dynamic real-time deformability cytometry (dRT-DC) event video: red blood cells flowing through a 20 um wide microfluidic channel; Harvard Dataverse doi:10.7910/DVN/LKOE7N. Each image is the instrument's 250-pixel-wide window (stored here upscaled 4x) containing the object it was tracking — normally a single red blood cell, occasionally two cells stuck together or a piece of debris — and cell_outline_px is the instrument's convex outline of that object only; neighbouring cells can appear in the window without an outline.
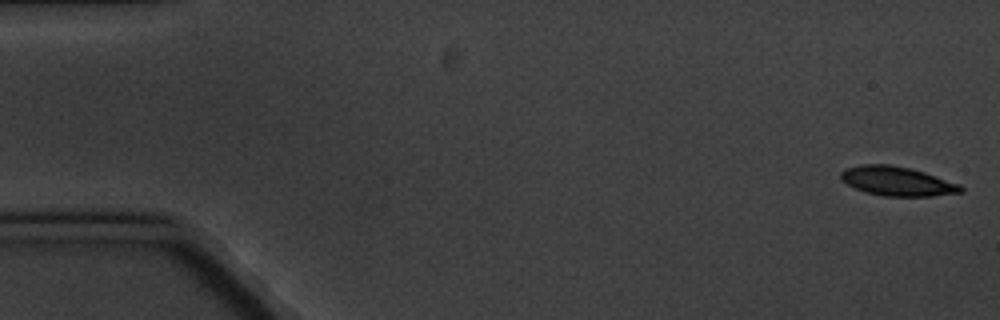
{"species": "common noctule bat (a hibernating species)", "species_latin": "Nyctalus noctula", "temperature_condition": "cold", "stored_images_in_passage": 5, "camera_frame_rate_fps": 3000, "um_per_image_px": 0.085, "animal": {"sex": "male", "body_mass_g": 20.1, "forearm_length_mm": 53.5}, "frame": {"image": 1, "passage_image": 1, "time_ms": 0.0, "image_size_px": [1000, 320], "cell_outline_px": [[964, 192], [932, 196], [884, 196], [864, 192], [840, 180], [840, 172], [844, 168], [860, 164], [888, 164], [908, 168], [924, 172], [960, 184], [964, 188]], "centroid_in_image_um": [76.24, 15.4], "position_along_channel_um": 8.8, "area_um2": 20.52}}